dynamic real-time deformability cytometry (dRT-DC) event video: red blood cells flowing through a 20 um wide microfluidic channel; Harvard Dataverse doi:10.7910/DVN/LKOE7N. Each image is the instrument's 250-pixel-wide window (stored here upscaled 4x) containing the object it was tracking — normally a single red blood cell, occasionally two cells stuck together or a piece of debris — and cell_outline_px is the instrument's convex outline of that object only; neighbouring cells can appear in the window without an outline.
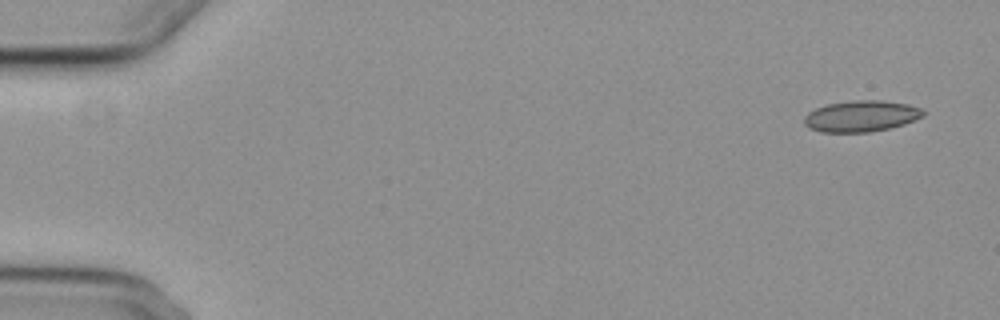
{"species": "common noctule bat (a hibernating species)", "species_latin": "Nyctalus noctula", "temperature_condition": "cold", "stored_images_in_passage": 5, "camera_frame_rate_fps": 3000, "um_per_image_px": 0.085, "animal": {"sex": "female", "body_mass_g": 29.2, "forearm_length_mm": 56.3}, "frame": {"image": 1, "passage_image": 1, "time_ms": 0.0, "image_size_px": [1000, 320], "cell_outline_px": [[924, 116], [904, 124], [892, 128], [868, 132], [820, 132], [808, 128], [804, 124], [804, 116], [808, 112], [816, 108], [828, 104], [852, 100], [880, 100], [908, 104], [924, 108]], "centroid_in_image_um": [73.21, 9.87], "position_along_channel_um": 11.8, "area_um2": 21.85}}
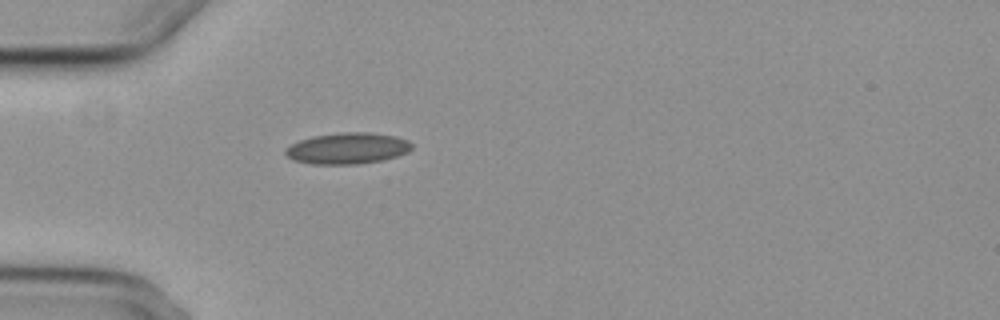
{"frame": {"image": 2, "passage_image": 5, "time_ms": 4.667, "image_size_px": [1000, 320], "cell_outline_px": [[412, 148], [408, 152], [396, 156], [380, 160], [356, 164], [312, 164], [292, 160], [284, 152], [284, 148], [300, 140], [312, 136], [340, 132], [368, 132], [396, 136], [408, 140], [412, 144]], "centroid_in_image_um": [29.52, 12.6], "position_along_channel_um": 55.5, "area_um2": 23.0}}